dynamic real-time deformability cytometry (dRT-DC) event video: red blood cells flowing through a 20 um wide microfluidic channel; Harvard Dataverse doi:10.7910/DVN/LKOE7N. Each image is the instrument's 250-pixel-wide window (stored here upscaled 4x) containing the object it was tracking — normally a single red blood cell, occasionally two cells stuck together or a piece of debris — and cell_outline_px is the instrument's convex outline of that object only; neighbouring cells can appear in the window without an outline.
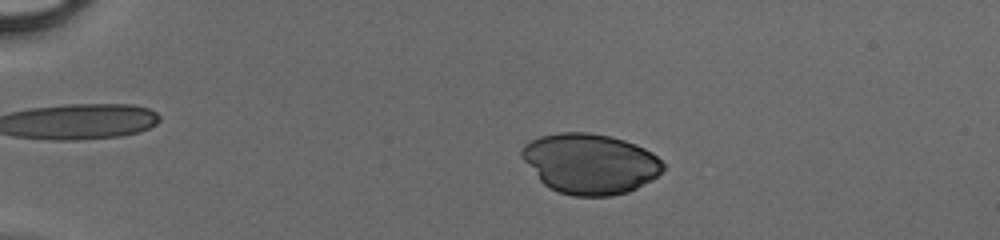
{"species": "human", "species_latin": "Homo sapiens", "temperature_condition": "cold", "stored_images_in_passage": 44, "camera_frame_rate_fps": 3000, "um_per_image_px": 0.085, "donor": {"sex": "male"}, "frame": {"image": 1, "passage_image": 11, "time_ms": 3.333, "image_size_px": [1000, 240], "cell_outline_px": [[664, 168], [652, 180], [628, 192], [612, 196], [572, 196], [560, 192], [544, 184], [540, 180], [520, 156], [520, 152], [524, 144], [540, 136], [560, 132], [588, 132], [612, 136], [636, 144], [652, 152], [664, 164]], "centroid_in_image_um": [50.15, 13.9], "position_along_channel_um": 34.8, "area_um2": 49.65}}
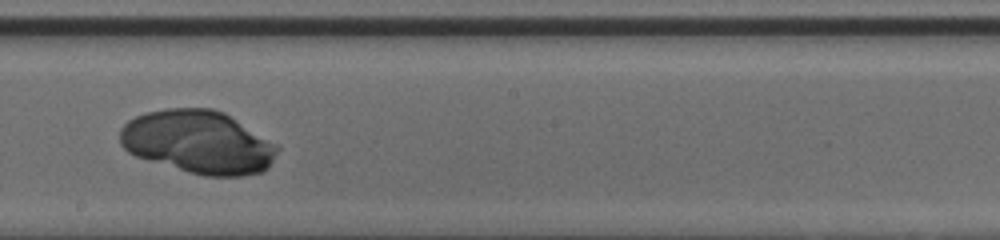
{"frame": {"image": 2, "passage_image": 30, "time_ms": 9.667, "image_size_px": [1000, 240], "cell_outline_px": [[280, 148], [268, 168], [260, 172], [244, 176], [204, 176], [188, 172], [136, 156], [128, 152], [120, 144], [120, 128], [128, 120], [144, 112], [168, 108], [212, 108], [224, 112], [276, 144]], "centroid_in_image_um": [16.83, 12.07], "position_along_channel_um": 231.4, "area_um2": 57.86}}
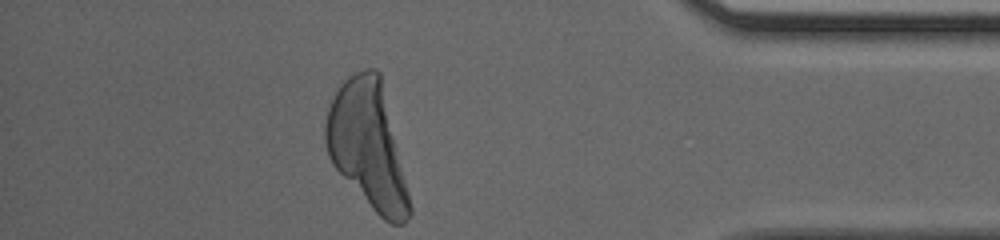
{"frame": {"image": 3, "passage_image": 44, "time_ms": 14.333, "image_size_px": [1000, 240], "cell_outline_px": [[412, 216], [404, 224], [392, 224], [384, 220], [372, 208], [332, 164], [328, 156], [324, 144], [324, 124], [328, 108], [336, 92], [344, 80], [348, 76], [356, 72], [368, 68], [376, 68], [380, 72], [412, 208]], "centroid_in_image_um": [31.25, 12.35], "position_along_channel_um": 404.0, "area_um2": 61.21}}